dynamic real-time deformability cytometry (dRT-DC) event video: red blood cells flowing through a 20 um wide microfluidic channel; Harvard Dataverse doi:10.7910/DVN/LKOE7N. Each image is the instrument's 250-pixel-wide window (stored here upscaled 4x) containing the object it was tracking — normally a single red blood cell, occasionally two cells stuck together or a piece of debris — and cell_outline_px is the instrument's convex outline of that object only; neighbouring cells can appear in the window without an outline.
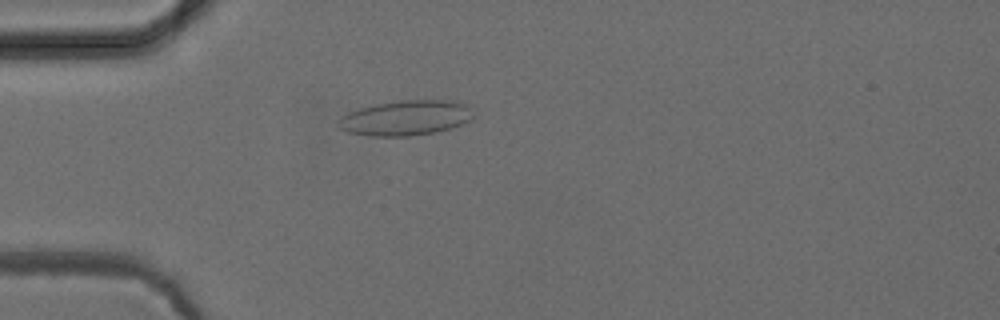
{"species": "common noctule bat (a hibernating species)", "species_latin": "Nyctalus noctula", "temperature_condition": "cold", "stored_images_in_passage": 46, "camera_frame_rate_fps": 3000, "um_per_image_px": 0.085, "animal": {"sex": "female", "body_mass_g": 24.6, "forearm_length_mm": 56.2}, "frame": {"image": 1, "passage_image": 9, "time_ms": 2.667, "image_size_px": [1000, 320], "cell_outline_px": [[472, 120], [436, 132], [408, 136], [368, 136], [348, 132], [340, 128], [336, 124], [348, 112], [360, 108], [376, 104], [400, 100], [452, 100], [464, 104], [472, 108]], "centroid_in_image_um": [34.49, 10.02], "position_along_channel_um": 50.5, "area_um2": 27.46}}
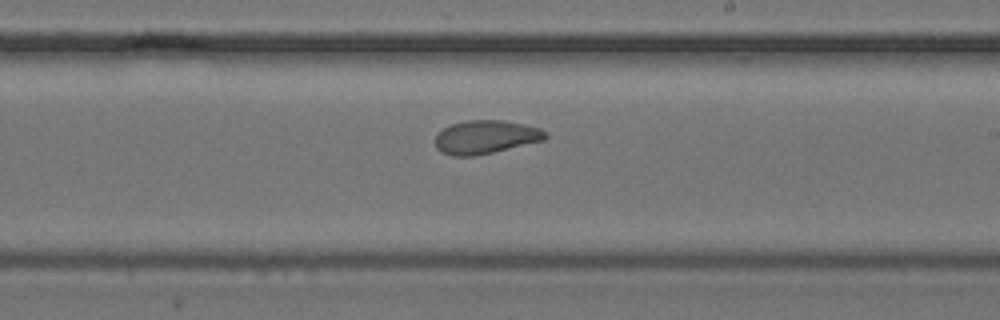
{"frame": {"image": 2, "passage_image": 25, "time_ms": 8.0, "image_size_px": [1000, 320], "cell_outline_px": [[548, 136], [544, 140], [476, 156], [452, 156], [440, 152], [436, 148], [436, 132], [452, 124], [468, 120], [504, 120], [524, 124], [540, 128], [548, 132]], "centroid_in_image_um": [41.28, 11.65], "position_along_channel_um": 247.7, "area_um2": 21.62}}
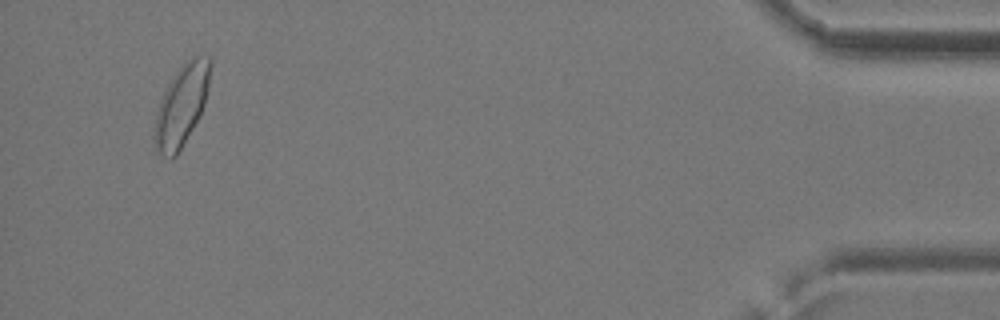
{"frame": {"image": 3, "passage_image": 44, "time_ms": 14.333, "image_size_px": [1000, 320], "cell_outline_px": [[212, 64], [208, 88], [204, 104], [200, 116], [176, 156], [172, 160], [156, 152], [152, 144], [152, 136], [156, 112], [160, 100], [172, 76], [188, 60], [196, 56], [208, 56], [212, 60]], "centroid_in_image_um": [15.4, 9.01], "position_along_channel_um": 419.8, "area_um2": 26.59}, "authors_computed_cell_mechanics": {"area_um2": 22.1952, "velocity_mm_per_s": 3.9261, "shape_relaxation_time_tau1_ms": null, "shape_relaxation_time_tau2_ms": 1.9858, "deformation_change_tau1": null, "deformation_change_tau2": 0.0691}}